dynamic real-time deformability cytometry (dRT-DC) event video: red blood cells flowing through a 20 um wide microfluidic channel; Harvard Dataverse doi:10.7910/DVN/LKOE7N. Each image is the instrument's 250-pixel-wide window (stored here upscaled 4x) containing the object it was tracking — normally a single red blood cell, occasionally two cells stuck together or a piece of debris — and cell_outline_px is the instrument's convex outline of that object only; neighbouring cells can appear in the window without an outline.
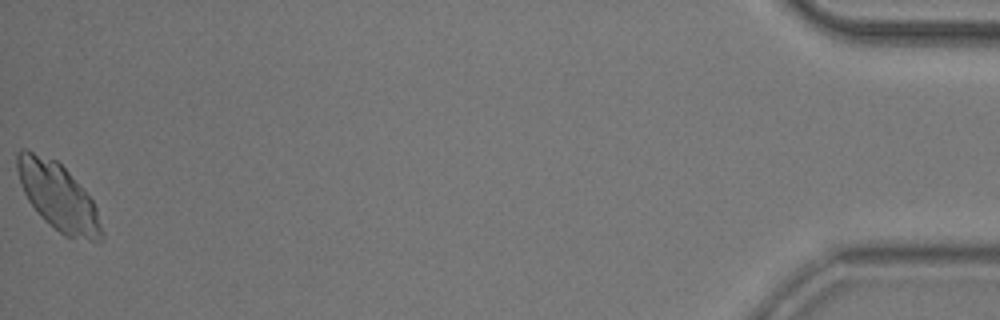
{"species": "common noctule bat (a hibernating species)", "species_latin": "Nyctalus noctula", "temperature_condition": "room temperature", "stored_images_in_passage": 51, "camera_frame_rate_fps": 3000, "um_per_image_px": 0.085, "animal": {"sex": "male", "body_mass_g": 20.5, "forearm_length_mm": 52.5}, "frame": {"image": 1, "passage_image": 51, "time_ms": 16.667, "image_size_px": [1000, 320], "cell_outline_px": [[104, 240], [100, 244], [64, 236], [44, 220], [40, 216], [28, 200], [20, 184], [16, 168], [16, 152], [20, 148], [24, 148], [56, 160], [68, 172], [92, 200], [96, 208], [104, 232]], "centroid_in_image_um": [4.95, 16.76], "position_along_channel_um": 430.3, "area_um2": 33.41}}